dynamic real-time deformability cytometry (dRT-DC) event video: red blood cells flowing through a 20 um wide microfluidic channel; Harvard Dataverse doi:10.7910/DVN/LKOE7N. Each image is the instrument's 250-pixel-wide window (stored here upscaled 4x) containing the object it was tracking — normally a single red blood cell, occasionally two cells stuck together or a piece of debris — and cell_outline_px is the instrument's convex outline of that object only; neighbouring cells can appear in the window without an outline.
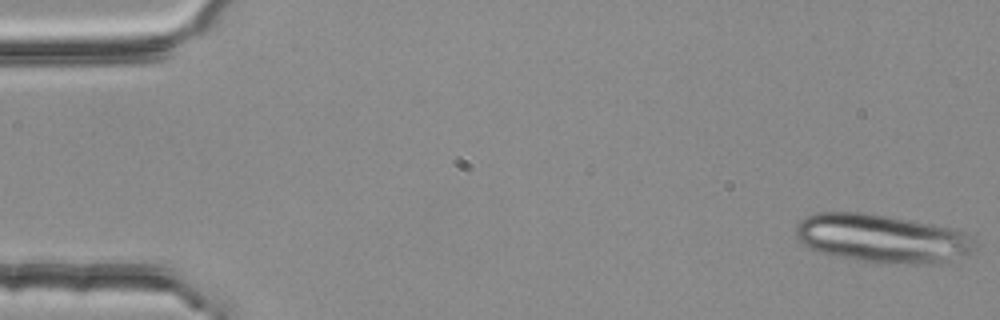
{"species": "common noctule bat (a hibernating species)", "species_latin": "Nyctalus noctula", "temperature_condition": "room temperature", "stored_images_in_passage": 15, "camera_frame_rate_fps": 3000, "um_per_image_px": 0.085, "animal": {"sex": "female", "body_mass_g": 25.1}, "frame": {"image": 1, "passage_image": 1, "time_ms": 0.0, "image_size_px": [1000, 320], "cell_outline_px": [[976, 252], [940, 264], [876, 264], [856, 260], [820, 252], [804, 244], [796, 236], [796, 224], [804, 216], [816, 212], [860, 212], [888, 216], [912, 220], [952, 228], [968, 232], [976, 240]], "centroid_in_image_um": [75.06, 20.28], "position_along_channel_um": 9.9, "area_um2": 51.44}}